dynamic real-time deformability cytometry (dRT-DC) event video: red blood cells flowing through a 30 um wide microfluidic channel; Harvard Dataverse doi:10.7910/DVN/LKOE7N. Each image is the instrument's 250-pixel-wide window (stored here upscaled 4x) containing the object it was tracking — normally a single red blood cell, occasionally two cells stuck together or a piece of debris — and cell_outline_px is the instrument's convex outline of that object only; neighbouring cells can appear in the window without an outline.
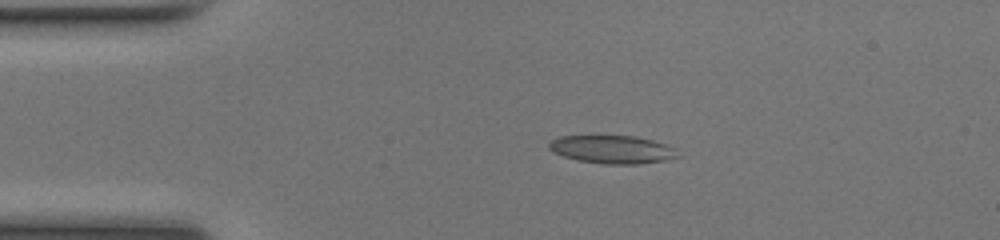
{"species": "common noctule bat (a hibernating species)", "species_latin": "Nyctalus noctula", "temperature_condition": "room temperature", "stored_images_in_passage": 40, "camera_frame_rate_fps": 3000, "um_per_image_px": 0.085, "animal": {"sex": "female", "body_mass_g": 17.0, "forearm_length_mm": 48.0}, "frame": {"image": 1, "passage_image": 1, "time_ms": 0.0, "image_size_px": [1000, 240], "cell_outline_px": [[680, 156], [664, 160], [636, 164], [604, 164], [576, 160], [564, 156], [548, 148], [548, 140], [556, 136], [588, 132], [632, 136], [652, 140], [676, 148]], "centroid_in_image_um": [51.93, 12.64], "position_along_channel_um": 33.1, "area_um2": 22.14}}
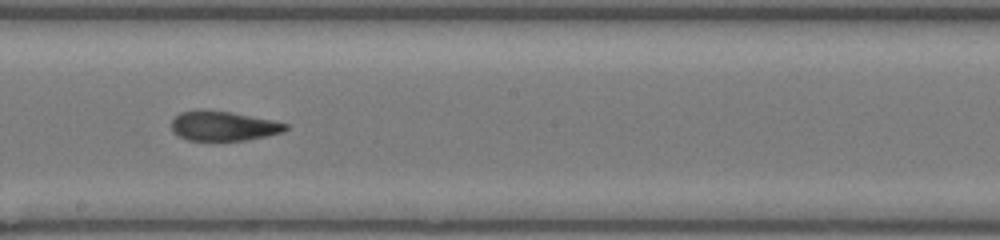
{"frame": {"image": 2, "passage_image": 18, "time_ms": 5.667, "image_size_px": [1000, 240], "cell_outline_px": [[288, 128], [284, 132], [268, 136], [244, 140], [188, 140], [172, 132], [172, 120], [180, 112], [228, 112], [272, 120], [288, 124]], "centroid_in_image_um": [19.04, 10.74], "position_along_channel_um": 229.2, "area_um2": 19.02}}
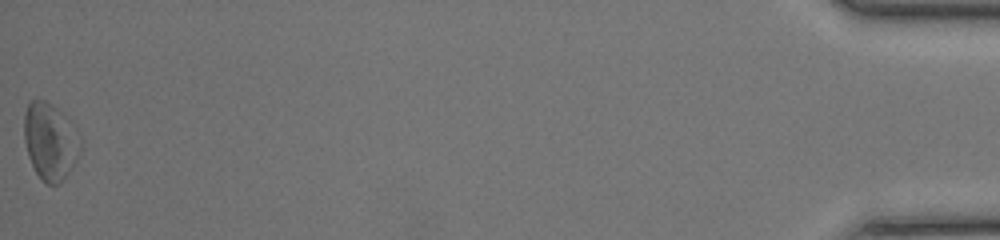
{"frame": {"image": 3, "passage_image": 40, "time_ms": 13.0, "image_size_px": [1000, 240], "cell_outline_px": [[80, 152], [60, 184], [48, 184], [36, 172], [28, 156], [24, 140], [24, 116], [28, 104], [32, 100], [44, 100], [64, 112], [80, 136]], "centroid_in_image_um": [4.26, 11.98], "position_along_channel_um": 430.9, "area_um2": 24.97}, "authors_computed_cell_mechanics": {"area_um2": 20.1433, "velocity_mm_per_s": 4.227, "shape_relaxation_time_tau1_ms": null, "shape_relaxation_time_tau2_ms": 3.0566, "deformation_change_tau1": null, "deformation_change_tau2": 0.1187}}